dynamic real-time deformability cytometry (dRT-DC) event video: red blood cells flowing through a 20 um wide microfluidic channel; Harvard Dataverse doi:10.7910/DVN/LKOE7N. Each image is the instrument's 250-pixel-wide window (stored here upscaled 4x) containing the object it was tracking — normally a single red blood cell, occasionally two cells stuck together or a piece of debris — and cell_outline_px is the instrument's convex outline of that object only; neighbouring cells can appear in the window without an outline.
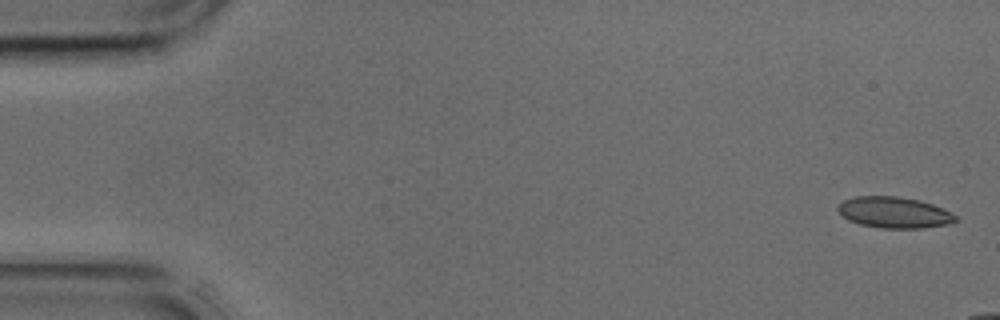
{"species": "common noctule bat (a hibernating species)", "species_latin": "Nyctalus noctula", "temperature_condition": "cold", "stored_images_in_passage": 10, "camera_frame_rate_fps": 3000, "um_per_image_px": 0.085, "animal": {"sex": "male", "body_mass_g": 17.9, "forearm_length_mm": 54.2}, "frame": {"image": 1, "passage_image": 1, "time_ms": 0.0, "image_size_px": [1000, 320], "cell_outline_px": [[960, 220], [948, 224], [924, 228], [880, 228], [860, 224], [848, 220], [836, 208], [844, 200], [856, 196], [896, 196], [920, 200], [932, 204], [952, 212]], "centroid_in_image_um": [76.04, 18.06], "position_along_channel_um": 9.0, "area_um2": 21.39}}